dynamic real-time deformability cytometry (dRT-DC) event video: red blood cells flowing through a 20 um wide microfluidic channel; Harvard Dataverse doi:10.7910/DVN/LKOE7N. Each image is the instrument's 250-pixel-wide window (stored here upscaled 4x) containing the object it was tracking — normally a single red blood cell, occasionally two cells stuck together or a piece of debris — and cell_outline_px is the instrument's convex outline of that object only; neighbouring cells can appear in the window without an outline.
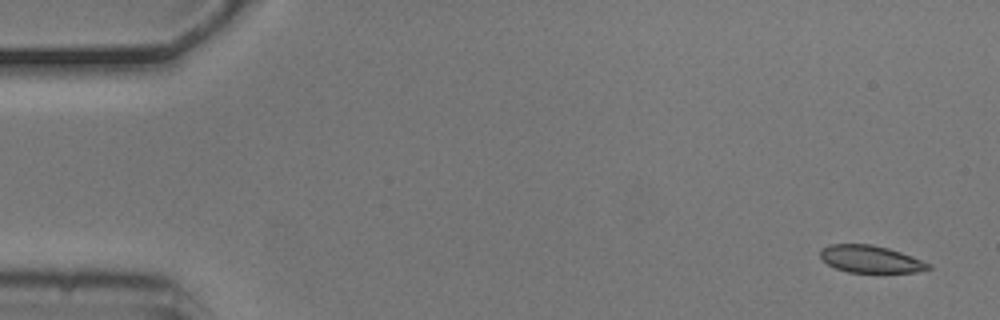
{"species": "common noctule bat (a hibernating species)", "species_latin": "Nyctalus noctula", "temperature_condition": "cold", "stored_images_in_passage": 5, "camera_frame_rate_fps": 3000, "um_per_image_px": 0.085, "animal": {"sex": "male", "body_mass_g": 20.5, "forearm_length_mm": 52.5}, "frame": {"image": 1, "passage_image": 1, "time_ms": 0.0, "image_size_px": [1000, 320], "cell_outline_px": [[932, 268], [916, 272], [848, 272], [836, 268], [828, 264], [820, 256], [820, 248], [828, 244], [872, 244], [888, 248], [900, 252], [932, 264]], "centroid_in_image_um": [73.98, 22.01], "position_along_channel_um": 11.0, "area_um2": 17.11}}
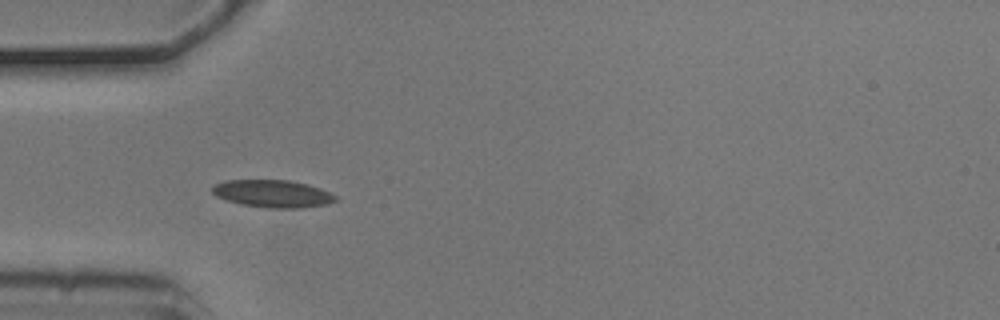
{"frame": {"image": 2, "passage_image": 5, "time_ms": 1.333, "image_size_px": [1000, 320], "cell_outline_px": [[336, 200], [328, 204], [300, 208], [268, 208], [240, 204], [216, 196], [212, 192], [212, 188], [216, 184], [224, 180], [288, 180], [308, 184], [320, 188], [336, 196]], "centroid_in_image_um": [23.18, 16.46], "position_along_channel_um": 61.8, "area_um2": 19.65}}